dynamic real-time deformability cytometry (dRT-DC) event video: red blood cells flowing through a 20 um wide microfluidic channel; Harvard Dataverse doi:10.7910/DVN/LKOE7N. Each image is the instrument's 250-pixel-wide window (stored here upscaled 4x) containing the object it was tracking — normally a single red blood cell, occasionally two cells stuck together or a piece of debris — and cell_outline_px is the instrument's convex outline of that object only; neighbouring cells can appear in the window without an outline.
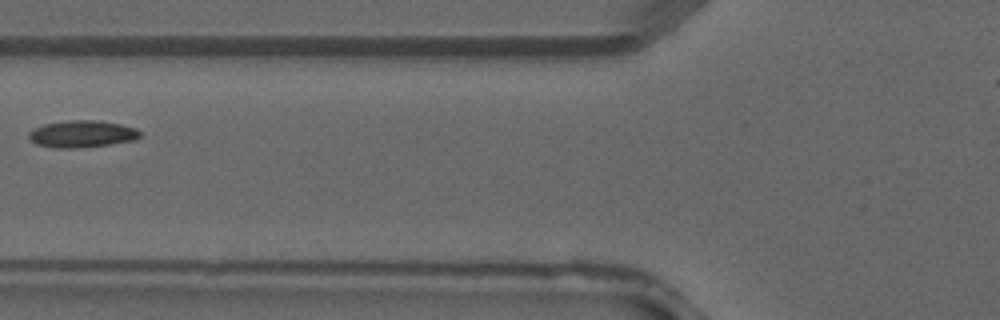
{"species": "common noctule bat (a hibernating species)", "species_latin": "Nyctalus noctula", "temperature_condition": "warm", "stored_images_in_passage": 6, "camera_frame_rate_fps": 3000, "um_per_image_px": 0.085, "animal": {"sex": "male", "forearm_length_mm": 52.5}, "frame": {"image": 1, "passage_image": 5, "time_ms": 1.333, "image_size_px": [1000, 320], "cell_outline_px": [[140, 136], [136, 140], [112, 144], [76, 148], [52, 148], [36, 144], [28, 136], [28, 132], [32, 128], [44, 124], [68, 120], [96, 120], [120, 124], [136, 128], [140, 132]], "centroid_in_image_um": [6.96, 11.39], "position_along_channel_um": 118.8, "area_um2": 17.63}}